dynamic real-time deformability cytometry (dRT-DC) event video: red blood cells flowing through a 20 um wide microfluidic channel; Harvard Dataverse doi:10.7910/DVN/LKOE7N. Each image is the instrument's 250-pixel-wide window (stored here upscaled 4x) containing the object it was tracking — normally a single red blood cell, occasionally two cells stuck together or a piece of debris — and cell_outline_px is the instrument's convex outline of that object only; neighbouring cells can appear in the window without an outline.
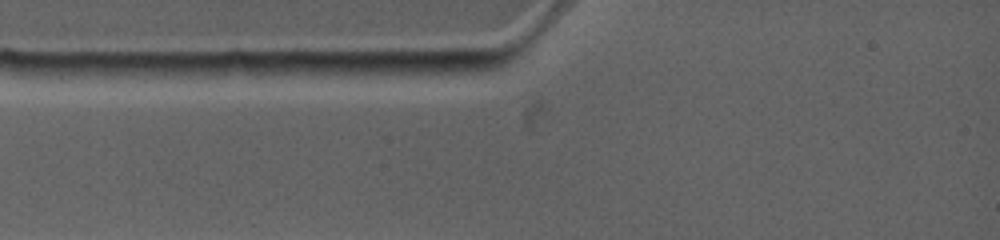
{"species": "common noctule bat (a hibernating species)", "species_latin": "Nyctalus noctula", "temperature_condition": "warm", "stored_images_in_passage": 3, "camera_frame_rate_fps": 4500, "um_per_image_px": 0.085, "animal": {"sex": "female", "body_mass_g": 19.0, "forearm_length_mm": 53.3}, "frame": {"image": 1, "passage_image": 3, "time_ms": 0.444, "image_size_px": [1000, 240], "cell_outline_px": [[464, 68], [448, 80], [332, 72], [328, 68], [332, 60], [460, 60]], "centroid_in_image_um": [34.0, 5.79], "position_along_channel_um": 51.0, "area_um2": 15.09}}